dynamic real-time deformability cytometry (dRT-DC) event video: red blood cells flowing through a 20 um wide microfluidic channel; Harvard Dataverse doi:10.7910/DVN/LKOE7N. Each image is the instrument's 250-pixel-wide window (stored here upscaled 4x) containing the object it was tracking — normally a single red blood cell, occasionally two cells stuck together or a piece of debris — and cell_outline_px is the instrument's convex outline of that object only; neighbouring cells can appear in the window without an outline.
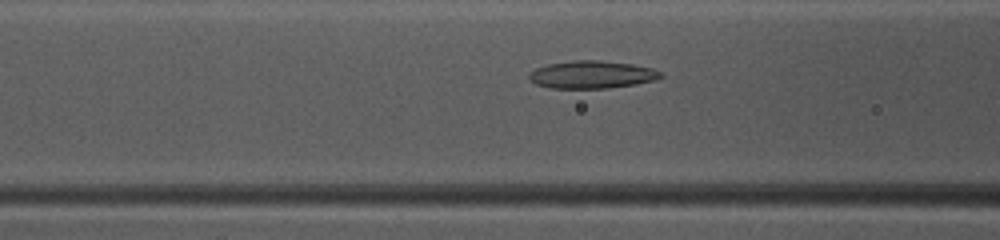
{"species": "common noctule bat (a hibernating species)", "species_latin": "Nyctalus noctula", "temperature_condition": "warm", "stored_images_in_passage": 44, "camera_frame_rate_fps": 3000, "um_per_image_px": 0.085, "animal": {"sex": "female", "body_mass_g": 10.0, "forearm_length_mm": 53.1}, "frame": {"image": 1, "passage_image": 20, "time_ms": 6.333, "image_size_px": [1000, 240], "cell_outline_px": [[664, 76], [656, 80], [636, 84], [608, 88], [552, 88], [536, 84], [528, 80], [528, 72], [536, 68], [548, 64], [572, 60], [600, 60], [632, 64], [652, 68], [660, 72]], "centroid_in_image_um": [50.29, 6.34], "position_along_channel_um": 116.3, "area_um2": 21.33}}
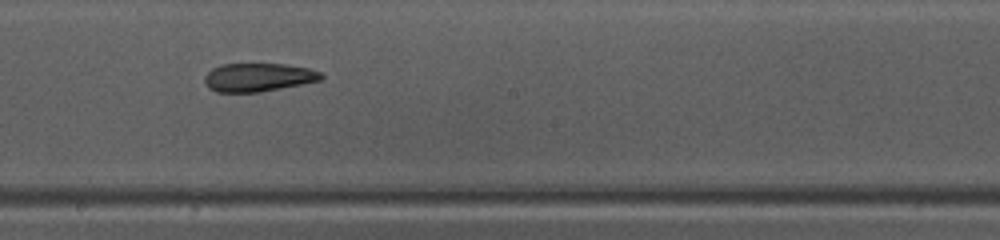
{"frame": {"image": 2, "passage_image": 28, "time_ms": 9.0, "image_size_px": [1000, 240], "cell_outline_px": [[324, 76], [320, 80], [260, 92], [216, 92], [208, 88], [204, 84], [204, 76], [212, 68], [220, 64], [284, 64], [308, 68], [320, 72]], "centroid_in_image_um": [21.89, 6.57], "position_along_channel_um": 226.3, "area_um2": 19.25}}
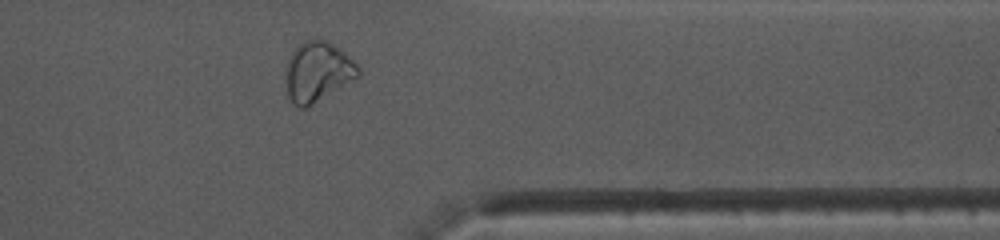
{"frame": {"image": 3, "passage_image": 40, "time_ms": 13.0, "image_size_px": [1000, 240], "cell_outline_px": [[360, 76], [304, 108], [300, 108], [288, 96], [288, 60], [292, 52], [304, 40], [312, 36], [316, 36], [328, 40], [344, 52], [360, 68]], "centroid_in_image_um": [27.04, 6.02], "position_along_channel_um": 384.4, "area_um2": 24.8}, "authors_computed_cell_mechanics": {"area_um2": 22.0507, "velocity_mm_per_s": 4.1171, "shape_relaxation_time_tau1_ms": null, "shape_relaxation_time_tau2_ms": 4.3725, "deformation_change_tau1": null, "deformation_change_tau2": 0.1191}}